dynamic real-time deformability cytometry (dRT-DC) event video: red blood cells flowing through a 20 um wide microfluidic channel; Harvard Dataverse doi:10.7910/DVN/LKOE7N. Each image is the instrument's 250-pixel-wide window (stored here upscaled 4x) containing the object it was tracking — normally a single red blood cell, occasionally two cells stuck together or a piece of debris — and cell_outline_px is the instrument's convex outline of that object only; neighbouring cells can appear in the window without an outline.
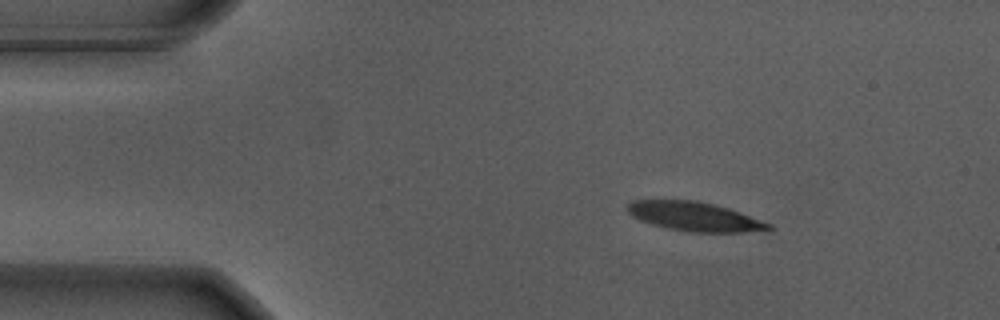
{"species": "Egyptian fruit bat (a non-hibernating species)", "species_latin": "Rousettus aegyptiacus", "temperature_condition": "warm", "stored_images_in_passage": 48, "camera_frame_rate_fps": 3000, "um_per_image_px": 0.085, "animal": {"sex": "male"}, "frame": {"image": 1, "passage_image": 1, "time_ms": 0.0, "image_size_px": [1000, 320], "cell_outline_px": [[772, 228], [740, 232], [688, 232], [668, 228], [652, 224], [640, 220], [632, 216], [624, 208], [632, 200], [696, 200], [728, 208], [740, 212], [772, 224]], "centroid_in_image_um": [58.97, 18.39], "position_along_channel_um": 26.0, "area_um2": 23.76}}
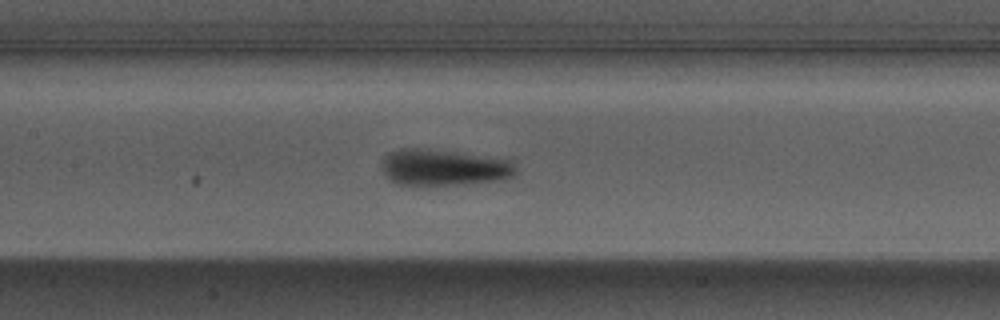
{"frame": {"image": 2, "passage_image": 18, "time_ms": 5.667, "image_size_px": [1000, 320], "cell_outline_px": [[516, 176], [500, 180], [428, 188], [424, 188], [396, 184], [380, 168], [380, 164], [384, 156], [400, 148], [424, 148], [512, 160], [516, 168]], "centroid_in_image_um": [37.68, 14.28], "position_along_channel_um": 169.7, "area_um2": 29.19}}
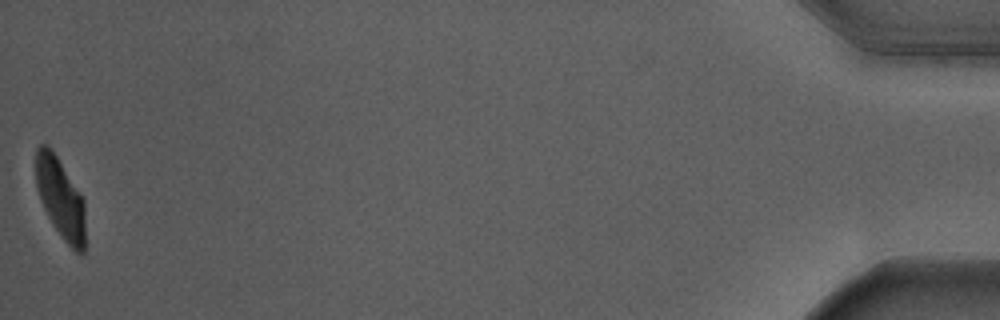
{"frame": {"image": 3, "passage_image": 48, "time_ms": 15.667, "image_size_px": [1000, 320], "cell_outline_px": [[84, 252], [76, 252], [64, 240], [48, 216], [40, 200], [36, 188], [36, 148], [40, 144], [48, 144], [52, 148], [84, 200]], "centroid_in_image_um": [5.11, 16.79], "position_along_channel_um": 430.1, "area_um2": 22.89}, "authors_computed_cell_mechanics": {"area_um2": 26.5013, "velocity_mm_per_s": 3.653, "shape_relaxation_time_tau1_ms": 3.7055, "shape_relaxation_time_tau2_ms": 1.2179, "deformation_change_tau1": 0.1946, "deformation_change_tau2": 0.0704}}